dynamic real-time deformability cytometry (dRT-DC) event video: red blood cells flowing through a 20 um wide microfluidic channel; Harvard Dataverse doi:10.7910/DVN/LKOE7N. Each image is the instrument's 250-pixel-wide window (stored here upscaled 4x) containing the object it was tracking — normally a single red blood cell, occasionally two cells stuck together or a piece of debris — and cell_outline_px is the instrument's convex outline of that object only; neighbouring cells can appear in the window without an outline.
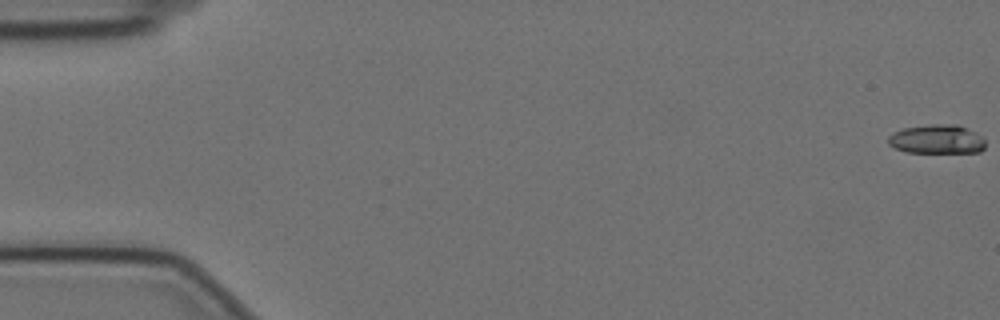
{"species": "Egyptian fruit bat (a non-hibernating species)", "species_latin": "Rousettus aegyptiacus", "temperature_condition": "cold", "stored_images_in_passage": 58, "camera_frame_rate_fps": 3000, "um_per_image_px": 0.085, "animal": {"sex": "female"}, "frame": {"image": 1, "passage_image": 1, "time_ms": 0.0, "image_size_px": [1000, 320], "cell_outline_px": [[984, 148], [980, 152], [904, 152], [888, 144], [888, 136], [892, 132], [904, 128], [932, 124], [956, 124], [968, 128], [984, 136]], "centroid_in_image_um": [79.64, 11.82], "position_along_channel_um": 5.4, "area_um2": 16.59}}
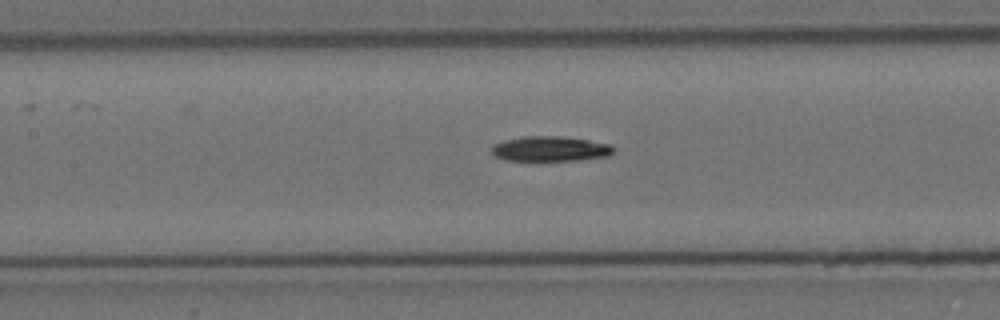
{"frame": {"image": 2, "passage_image": 27, "time_ms": 8.667, "image_size_px": [1000, 320], "cell_outline_px": [[616, 148], [612, 156], [580, 160], [504, 160], [496, 156], [492, 152], [492, 148], [496, 144], [504, 140], [524, 136], [556, 136], [588, 140], [612, 144]], "centroid_in_image_um": [46.86, 12.65], "position_along_channel_um": 160.5, "area_um2": 17.8}}
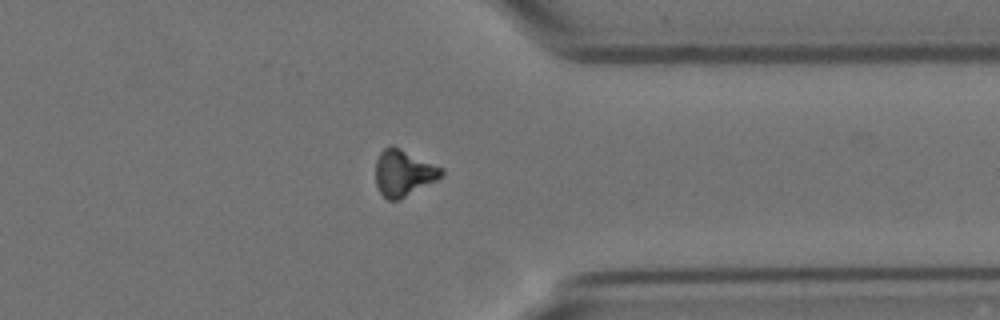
{"frame": {"image": 3, "passage_image": 46, "time_ms": 15.0, "image_size_px": [1000, 320], "cell_outline_px": [[444, 176], [400, 200], [388, 200], [380, 192], [376, 184], [376, 160], [380, 152], [384, 148], [392, 144], [444, 168]], "centroid_in_image_um": [34.32, 14.69], "position_along_channel_um": 377.1, "area_um2": 17.98}}